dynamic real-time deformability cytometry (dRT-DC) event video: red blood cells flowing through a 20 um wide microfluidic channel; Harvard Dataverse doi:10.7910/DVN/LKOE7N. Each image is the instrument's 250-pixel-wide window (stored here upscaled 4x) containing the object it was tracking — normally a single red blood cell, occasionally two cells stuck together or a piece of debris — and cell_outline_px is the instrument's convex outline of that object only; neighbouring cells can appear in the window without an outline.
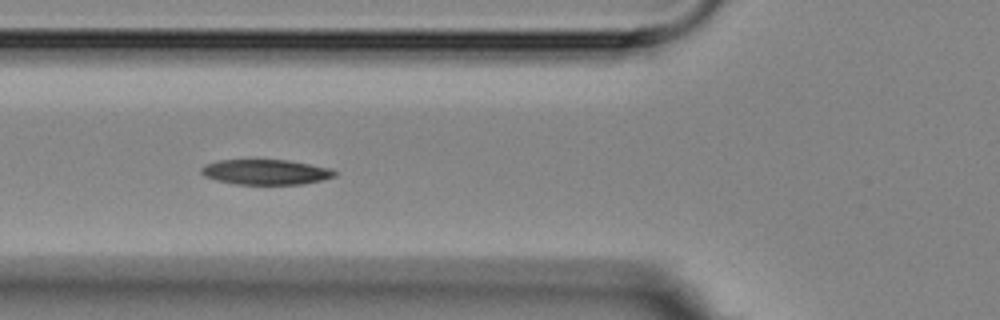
{"species": "Egyptian fruit bat (a non-hibernating species)", "species_latin": "Rousettus aegyptiacus", "temperature_condition": "room temperature", "stored_images_in_passage": 9, "camera_frame_rate_fps": 3000, "um_per_image_px": 0.085, "animal": {"sex": "female"}, "frame": {"image": 1, "passage_image": 6, "time_ms": 6.667, "image_size_px": [1000, 320], "cell_outline_px": [[336, 176], [320, 180], [300, 184], [236, 184], [216, 180], [204, 176], [200, 172], [200, 168], [204, 164], [216, 160], [288, 160], [332, 168], [336, 172]], "centroid_in_image_um": [22.55, 14.61], "position_along_channel_um": 103.2, "area_um2": 19.59}}
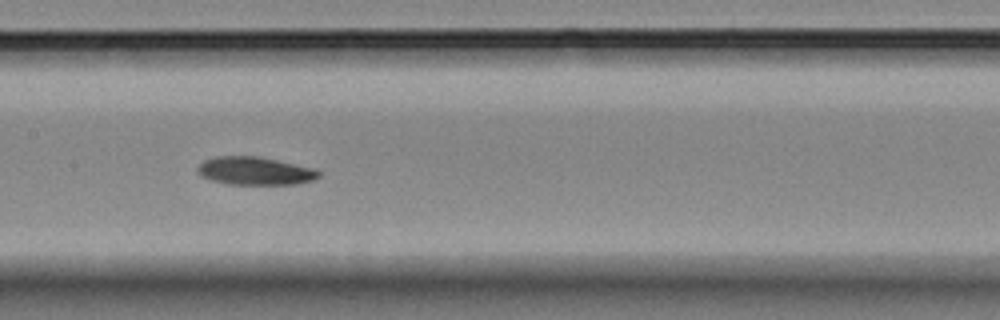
{"frame": {"image": 2, "passage_image": 8, "time_ms": 9.0, "image_size_px": [1000, 320], "cell_outline_px": [[320, 176], [312, 180], [296, 184], [228, 184], [212, 180], [200, 176], [196, 172], [196, 168], [204, 160], [216, 156], [256, 156], [276, 160], [312, 168], [320, 172]], "centroid_in_image_um": [21.61, 14.53], "position_along_channel_um": 185.8, "area_um2": 19.65}}
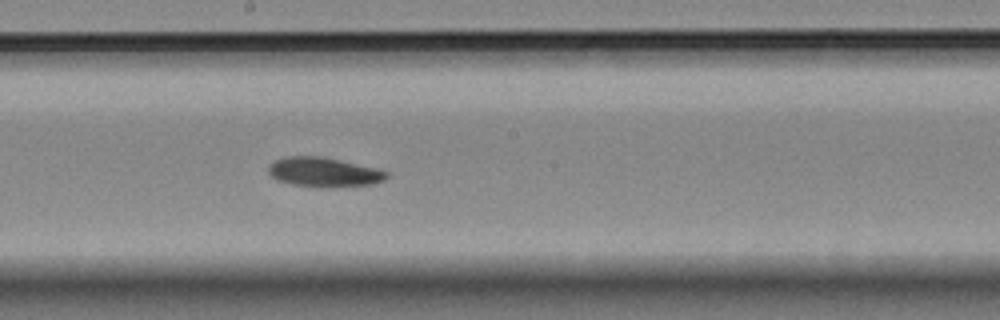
{"frame": {"image": 3, "passage_image": 9, "time_ms": 10.0, "image_size_px": [1000, 320], "cell_outline_px": [[388, 176], [384, 180], [372, 184], [292, 184], [276, 180], [268, 172], [268, 168], [276, 160], [284, 156], [324, 156], [388, 172]], "centroid_in_image_um": [27.46, 14.57], "position_along_channel_um": 220.7, "area_um2": 18.96}}